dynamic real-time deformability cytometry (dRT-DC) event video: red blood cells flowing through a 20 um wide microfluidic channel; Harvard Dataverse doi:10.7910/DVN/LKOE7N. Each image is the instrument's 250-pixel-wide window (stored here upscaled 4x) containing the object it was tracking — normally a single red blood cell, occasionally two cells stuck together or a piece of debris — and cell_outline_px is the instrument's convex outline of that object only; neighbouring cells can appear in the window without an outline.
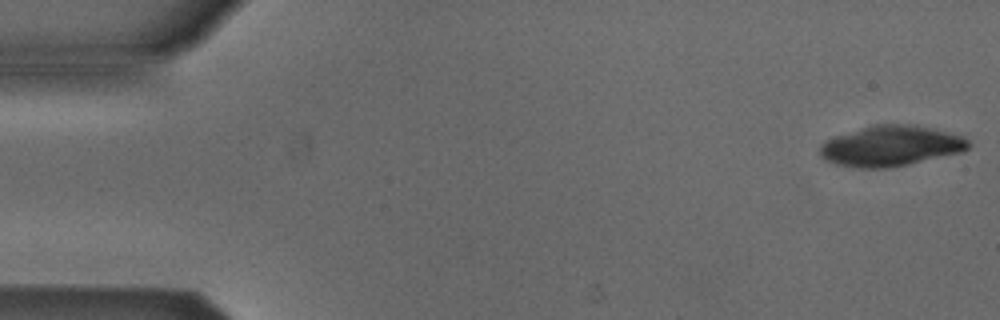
{"species": "Egyptian fruit bat (a non-hibernating species)", "species_latin": "Rousettus aegyptiacus", "temperature_condition": "cold", "stored_images_in_passage": 8, "camera_frame_rate_fps": 3000, "um_per_image_px": 0.085, "animal": {"sex": "male"}, "frame": {"image": 1, "passage_image": 1, "time_ms": 0.0, "image_size_px": [1000, 320], "cell_outline_px": [[972, 144], [964, 152], [908, 164], [884, 168], [856, 168], [836, 164], [824, 160], [820, 156], [820, 144], [824, 140], [832, 136], [872, 124], [916, 124], [964, 136]], "centroid_in_image_um": [75.7, 12.39], "position_along_channel_um": 9.3, "area_um2": 35.6}}
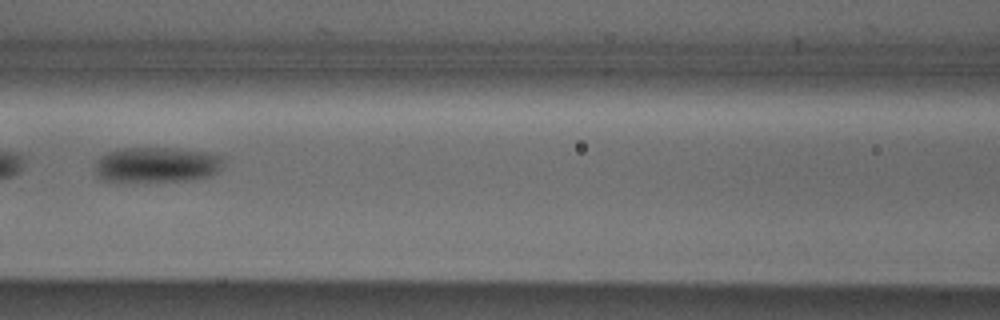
{"frame": {"image": 2, "passage_image": 7, "time_ms": 2.0, "image_size_px": [1000, 320], "cell_outline_px": [[224, 156], [220, 168], [212, 176], [192, 180], [100, 180], [96, 172], [96, 160], [100, 156], [116, 148], [176, 148], [208, 152]], "centroid_in_image_um": [13.35, 13.97], "position_along_channel_um": 153.3, "area_um2": 26.3}}
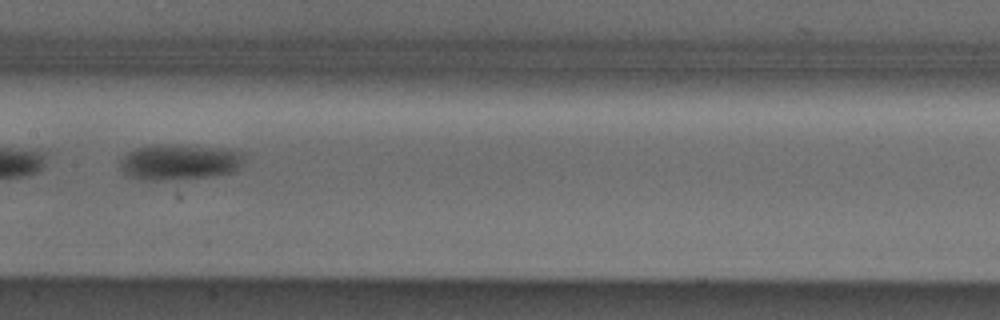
{"frame": {"image": 3, "passage_image": 8, "time_ms": 2.333, "image_size_px": [1000, 320], "cell_outline_px": [[244, 152], [240, 164], [232, 172], [204, 176], [160, 180], [140, 180], [128, 176], [120, 168], [120, 160], [128, 152], [136, 148], [148, 144], [180, 144], [228, 148]], "centroid_in_image_um": [15.19, 13.73], "position_along_channel_um": 192.2, "area_um2": 25.84}}